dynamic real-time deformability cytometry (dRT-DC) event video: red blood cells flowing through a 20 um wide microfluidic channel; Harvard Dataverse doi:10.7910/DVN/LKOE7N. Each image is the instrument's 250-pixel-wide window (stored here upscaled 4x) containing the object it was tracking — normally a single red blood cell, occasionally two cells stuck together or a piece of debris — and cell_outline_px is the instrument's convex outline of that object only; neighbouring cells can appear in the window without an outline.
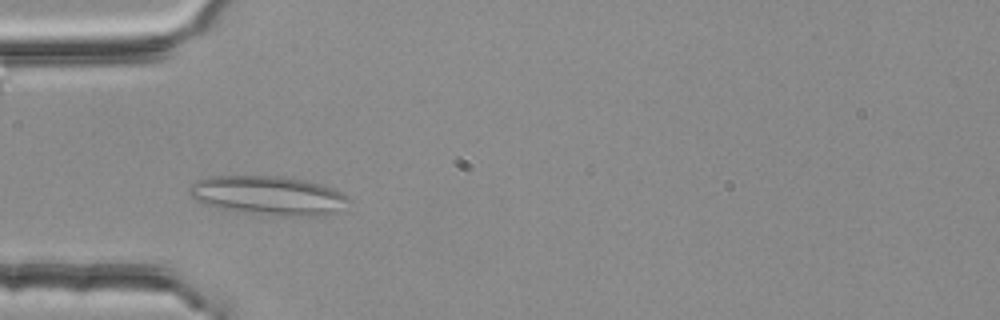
{"species": "common noctule bat (a hibernating species)", "species_latin": "Nyctalus noctula", "temperature_condition": "room temperature", "stored_images_in_passage": 38, "segment_of_instrument_passage": [1, 2], "camera_frame_rate_fps": 3000, "um_per_image_px": 0.085, "animal": {"sex": "female", "body_mass_g": 25.1}, "frame": {"image": 1, "passage_image": 4, "time_ms": 1.0, "image_size_px": [1000, 320], "cell_outline_px": [[352, 200], [324, 220], [268, 216], [236, 212], [216, 208], [204, 204], [196, 200], [188, 192], [188, 188], [196, 180], [208, 176], [280, 176], [304, 180], [320, 184], [332, 188], [348, 196]], "centroid_in_image_um": [22.87, 16.68], "position_along_channel_um": 62.1, "area_um2": 37.8}}